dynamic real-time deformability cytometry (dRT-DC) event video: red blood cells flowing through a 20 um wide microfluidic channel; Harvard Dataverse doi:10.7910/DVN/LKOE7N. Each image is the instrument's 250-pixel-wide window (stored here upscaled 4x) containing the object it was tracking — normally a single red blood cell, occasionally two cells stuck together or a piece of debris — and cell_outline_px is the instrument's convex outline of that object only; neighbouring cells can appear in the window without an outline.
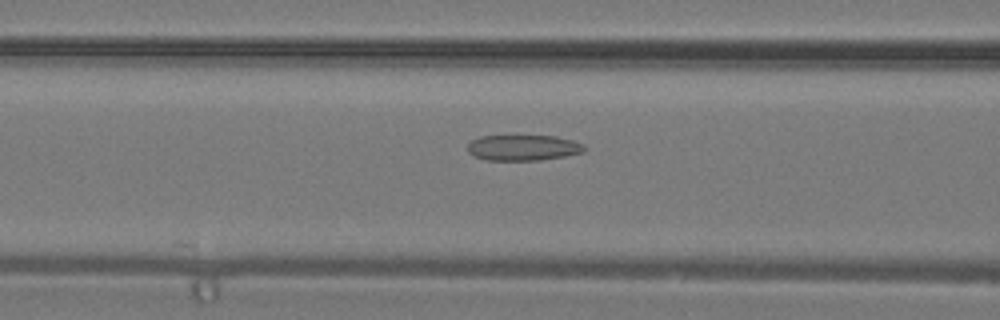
{"species": "common noctule bat (a hibernating species)", "species_latin": "Nyctalus noctula", "temperature_condition": "warm", "stored_images_in_passage": 13, "camera_frame_rate_fps": 3000, "um_per_image_px": 0.085, "animal": {"sex": "male", "body_mass_g": 19.2, "forearm_length_mm": 51.8}, "frame": {"image": 1, "passage_image": 11, "time_ms": 3.333, "image_size_px": [1000, 320], "cell_outline_px": [[588, 148], [584, 152], [564, 156], [540, 160], [484, 160], [472, 156], [468, 152], [468, 144], [472, 140], [480, 136], [556, 136], [572, 140], [584, 144]], "centroid_in_image_um": [44.47, 12.56], "position_along_channel_um": 122.1, "area_um2": 17.63}}